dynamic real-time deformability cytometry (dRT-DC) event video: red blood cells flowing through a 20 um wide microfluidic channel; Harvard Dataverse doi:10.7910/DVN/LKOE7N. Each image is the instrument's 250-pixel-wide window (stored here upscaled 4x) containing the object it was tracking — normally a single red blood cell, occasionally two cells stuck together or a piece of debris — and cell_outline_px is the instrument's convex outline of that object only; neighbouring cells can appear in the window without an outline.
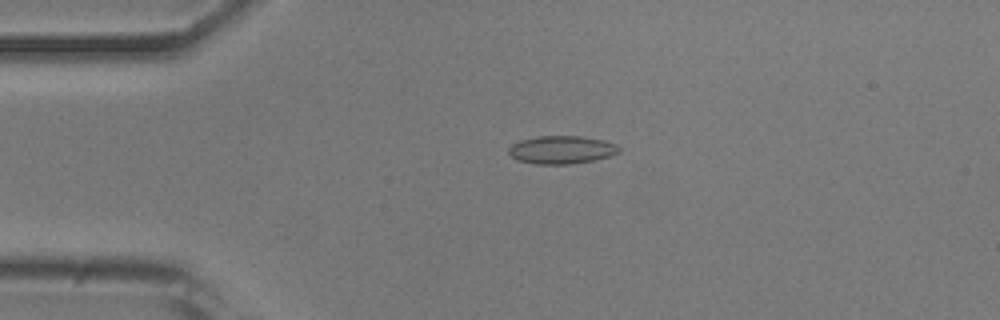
{"species": "common noctule bat (a hibernating species)", "species_latin": "Nyctalus noctula", "temperature_condition": "room temperature", "stored_images_in_passage": 49, "camera_frame_rate_fps": 3000, "um_per_image_px": 0.085, "animal": {"sex": "male", "body_mass_g": 20.5, "forearm_length_mm": 52.5}, "frame": {"image": 1, "passage_image": 8, "time_ms": 2.333, "image_size_px": [1000, 320], "cell_outline_px": [[620, 152], [608, 156], [592, 160], [568, 164], [536, 164], [516, 160], [508, 152], [508, 148], [512, 144], [520, 140], [536, 136], [580, 136], [604, 140], [616, 144], [620, 148]], "centroid_in_image_um": [47.71, 12.72], "position_along_channel_um": 37.3, "area_um2": 17.98}}
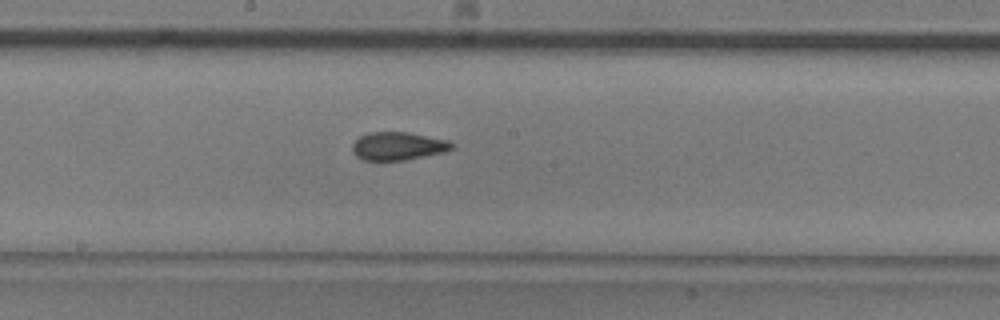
{"frame": {"image": 2, "passage_image": 24, "time_ms": 7.667, "image_size_px": [1000, 320], "cell_outline_px": [[456, 144], [452, 148], [444, 152], [404, 160], [364, 160], [356, 156], [352, 152], [352, 144], [360, 136], [368, 132], [408, 132], [448, 140]], "centroid_in_image_um": [33.82, 12.41], "position_along_channel_um": 214.4, "area_um2": 16.3}}
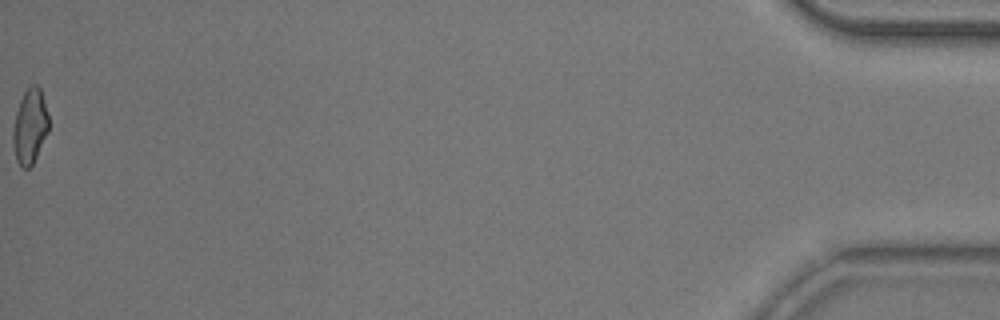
{"frame": {"image": 3, "passage_image": 49, "time_ms": 16.0, "image_size_px": [1000, 320], "cell_outline_px": [[48, 132], [32, 164], [28, 168], [24, 168], [16, 160], [12, 140], [12, 132], [16, 112], [20, 100], [24, 92], [32, 84], [36, 84], [40, 88], [48, 116]], "centroid_in_image_um": [2.53, 10.73], "position_along_channel_um": 432.7, "area_um2": 15.32}, "authors_computed_cell_mechanics": {"area_um2": 16.473, "velocity_mm_per_s": 3.8637, "shape_relaxation_time_tau1_ms": null, "shape_relaxation_time_tau2_ms": 2.1505, "deformation_change_tau1": null, "deformation_change_tau2": 0.0846}}